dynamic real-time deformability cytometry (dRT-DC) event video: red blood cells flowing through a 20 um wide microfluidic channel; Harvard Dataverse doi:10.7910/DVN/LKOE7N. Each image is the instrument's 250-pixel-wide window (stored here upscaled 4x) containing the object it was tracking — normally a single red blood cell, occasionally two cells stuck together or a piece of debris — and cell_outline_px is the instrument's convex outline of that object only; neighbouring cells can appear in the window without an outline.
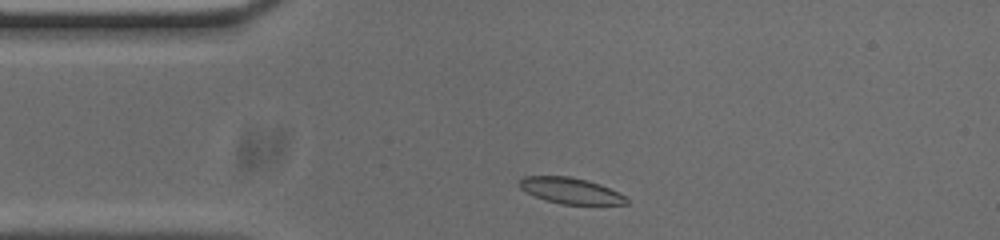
{"species": "common noctule bat (a hibernating species)", "species_latin": "Nyctalus noctula", "temperature_condition": "cold", "stored_images_in_passage": 36, "camera_frame_rate_fps": 3000, "um_per_image_px": 0.085, "animal": {"sex": "male", "body_mass_g": 20.0, "forearm_length_mm": 53.3}, "frame": {"image": 1, "passage_image": 2, "time_ms": 0.333, "image_size_px": [1000, 240], "cell_outline_px": [[628, 204], [560, 204], [544, 200], [520, 188], [516, 184], [524, 176], [568, 176], [600, 184], [624, 196], [628, 200]], "centroid_in_image_um": [48.45, 16.21], "position_along_channel_um": 36.6, "area_um2": 15.95}}
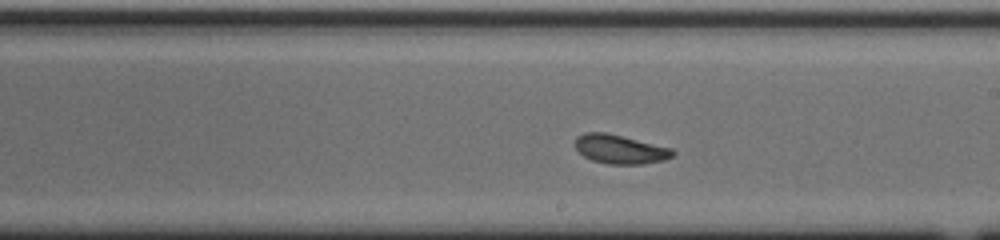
{"frame": {"image": 2, "passage_image": 20, "time_ms": 6.333, "image_size_px": [1000, 240], "cell_outline_px": [[676, 152], [672, 156], [664, 160], [644, 164], [608, 164], [592, 160], [584, 156], [576, 148], [576, 136], [584, 132], [604, 132], [672, 148]], "centroid_in_image_um": [52.71, 12.69], "position_along_channel_um": 236.3, "area_um2": 16.36}}
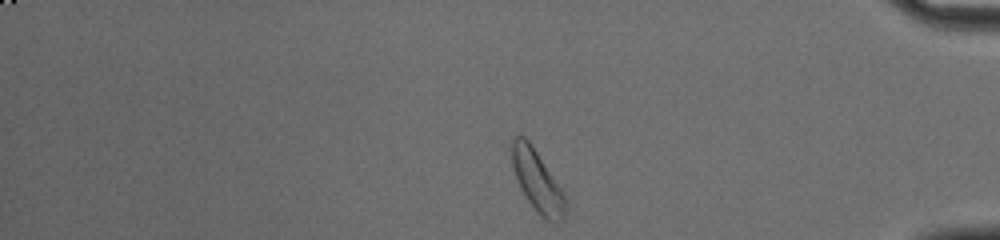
{"frame": {"image": 3, "passage_image": 35, "time_ms": 11.333, "image_size_px": [1000, 240], "cell_outline_px": [[564, 220], [556, 224], [544, 220], [540, 216], [528, 200], [520, 188], [512, 164], [512, 140], [516, 136], [524, 136], [528, 140], [560, 188], [564, 196]], "centroid_in_image_um": [45.65, 15.44], "position_along_channel_um": 389.5, "area_um2": 18.5}, "authors_computed_cell_mechanics": {"area_um2": 16.6464, "velocity_mm_per_s": 3.7191, "shape_relaxation_time_tau1_ms": 2.9067, "shape_relaxation_time_tau2_ms": 3.9404, "deformation_change_tau1": 0.1014, "deformation_change_tau2": 0.0713}}